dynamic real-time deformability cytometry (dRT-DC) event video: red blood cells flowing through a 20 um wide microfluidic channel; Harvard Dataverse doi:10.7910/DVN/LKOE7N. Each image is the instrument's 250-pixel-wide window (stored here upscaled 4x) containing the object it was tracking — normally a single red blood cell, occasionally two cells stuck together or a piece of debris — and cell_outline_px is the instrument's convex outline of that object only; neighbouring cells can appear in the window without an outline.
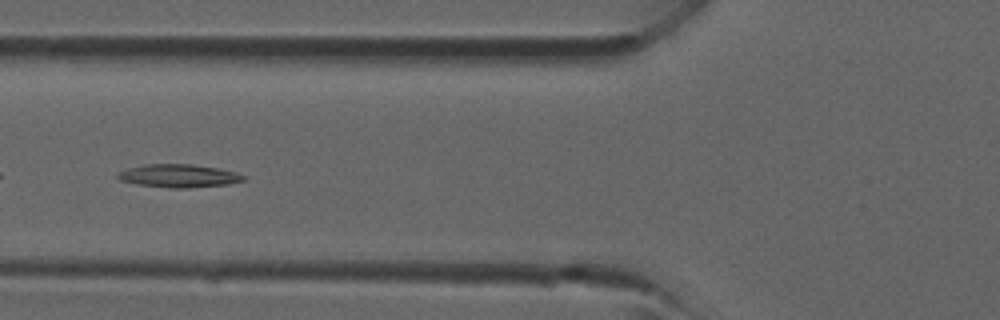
{"species": "common noctule bat (a hibernating species)", "species_latin": "Nyctalus noctula", "temperature_condition": "room temperature", "stored_images_in_passage": 4, "camera_frame_rate_fps": 3000, "um_per_image_px": 0.085, "animal": {"sex": "male", "forearm_length_mm": 52.5}, "frame": {"image": 1, "passage_image": 4, "time_ms": 3.333, "image_size_px": [1000, 320], "cell_outline_px": [[248, 176], [244, 180], [228, 184], [188, 188], [172, 188], [136, 184], [120, 180], [116, 176], [120, 172], [128, 168], [144, 164], [192, 164], [216, 168], [236, 172]], "centroid_in_image_um": [15.21, 14.94], "position_along_channel_um": 110.6, "area_um2": 16.88}}